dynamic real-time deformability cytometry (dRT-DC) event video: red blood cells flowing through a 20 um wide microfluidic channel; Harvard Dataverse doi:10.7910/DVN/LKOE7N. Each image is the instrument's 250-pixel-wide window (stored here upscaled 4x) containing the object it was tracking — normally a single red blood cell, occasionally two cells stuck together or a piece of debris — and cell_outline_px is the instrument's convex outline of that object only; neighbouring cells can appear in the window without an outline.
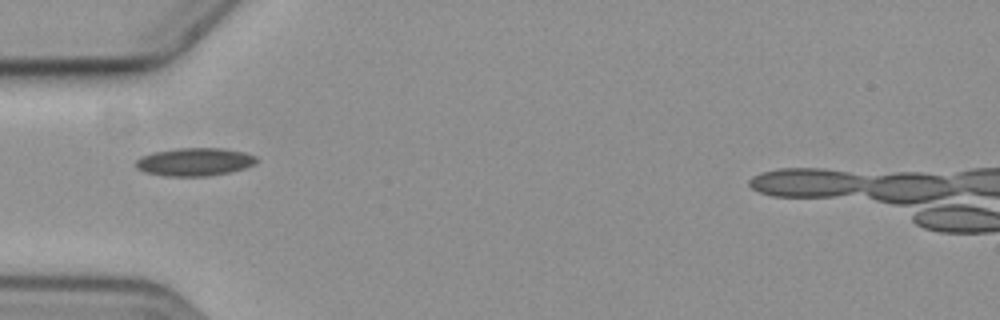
{"species": "common noctule bat (a hibernating species)", "species_latin": "Nyctalus noctula", "temperature_condition": "cold", "stored_images_in_passage": 4, "camera_frame_rate_fps": 3000, "um_per_image_px": 0.085, "animal": {"sex": "female", "body_mass_g": 19.3, "forearm_length_mm": 54.1}, "frame": {"image": 1, "passage_image": 1, "time_ms": 0.0, "image_size_px": [1000, 320], "cell_outline_px": [[256, 160], [252, 164], [244, 168], [228, 172], [208, 176], [164, 176], [144, 172], [136, 168], [136, 160], [140, 156], [152, 152], [176, 148], [224, 148], [244, 152], [256, 156]], "centroid_in_image_um": [16.48, 13.75], "position_along_channel_um": 68.5, "area_um2": 19.71}}
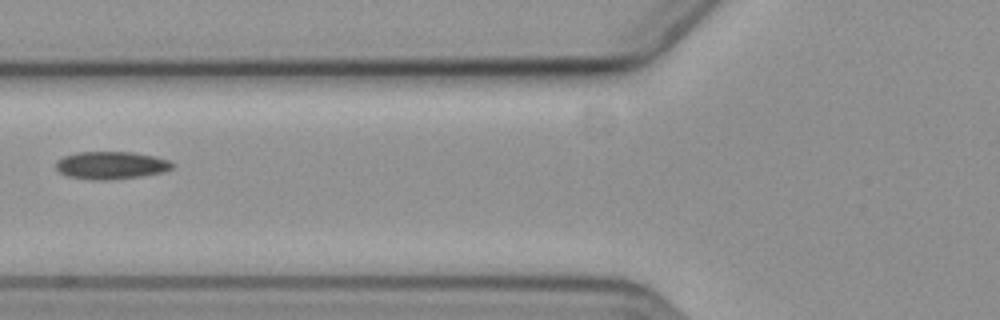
{"frame": {"image": 2, "passage_image": 2, "time_ms": 1.333, "image_size_px": [1000, 320], "cell_outline_px": [[172, 168], [160, 172], [140, 176], [104, 180], [92, 180], [68, 176], [60, 172], [56, 168], [56, 160], [64, 156], [76, 152], [132, 152], [152, 156], [168, 160], [172, 164]], "centroid_in_image_um": [9.37, 14.04], "position_along_channel_um": 116.4, "area_um2": 18.44}}
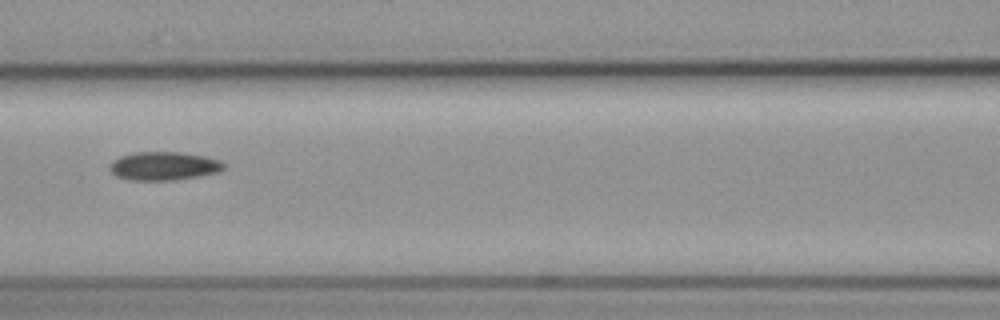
{"frame": {"image": 3, "passage_image": 3, "time_ms": 2.333, "image_size_px": [1000, 320], "cell_outline_px": [[224, 168], [220, 172], [172, 180], [128, 180], [116, 176], [108, 168], [108, 164], [112, 160], [120, 156], [136, 152], [180, 152], [208, 156], [220, 160], [224, 164]], "centroid_in_image_um": [13.9, 14.1], "position_along_channel_um": 152.7, "area_um2": 19.07}}